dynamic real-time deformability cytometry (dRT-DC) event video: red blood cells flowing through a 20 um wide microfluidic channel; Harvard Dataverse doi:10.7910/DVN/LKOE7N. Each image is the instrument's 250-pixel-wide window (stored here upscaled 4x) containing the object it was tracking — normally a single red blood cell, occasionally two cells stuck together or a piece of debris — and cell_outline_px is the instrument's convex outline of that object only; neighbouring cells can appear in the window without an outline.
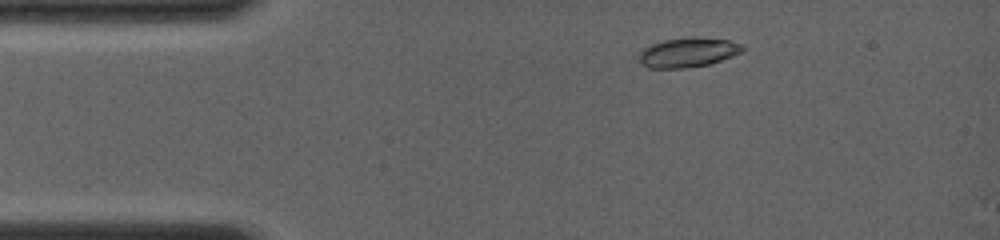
{"species": "common noctule bat (a hibernating species)", "species_latin": "Nyctalus noctula", "temperature_condition": "room temperature", "stored_images_in_passage": 6, "camera_frame_rate_fps": 4000, "um_per_image_px": 0.085, "animal": {"sex": "female", "body_mass_g": 19.0, "forearm_length_mm": 56.7}, "frame": {"image": 1, "passage_image": 3, "time_ms": 1.25, "image_size_px": [1000, 240], "cell_outline_px": [[744, 52], [708, 64], [684, 68], [648, 68], [640, 64], [640, 52], [644, 48], [652, 44], [664, 40], [728, 40], [744, 44]], "centroid_in_image_um": [58.47, 4.51], "position_along_channel_um": 26.5, "area_um2": 16.94}}